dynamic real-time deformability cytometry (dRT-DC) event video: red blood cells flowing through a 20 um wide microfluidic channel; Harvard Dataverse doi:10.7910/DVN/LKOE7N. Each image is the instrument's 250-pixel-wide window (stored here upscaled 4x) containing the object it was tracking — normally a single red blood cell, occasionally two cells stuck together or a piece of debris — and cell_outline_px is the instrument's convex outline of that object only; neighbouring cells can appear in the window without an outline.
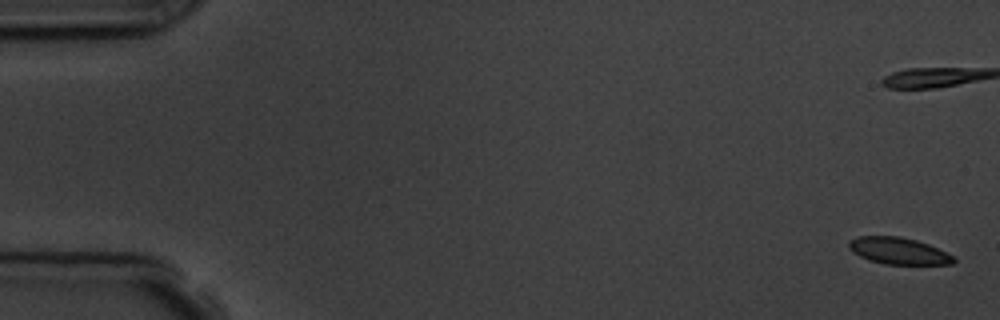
{"species": "common noctule bat (a hibernating species)", "species_latin": "Nyctalus noctula", "temperature_condition": "room temperature", "stored_images_in_passage": 4, "camera_frame_rate_fps": 3000, "um_per_image_px": 0.085, "animal": {"sex": "male", "body_mass_g": 19.5, "forearm_length_mm": 54.6}, "frame": {"image": 1, "passage_image": 1, "time_ms": 0.0, "image_size_px": [1000, 320], "cell_outline_px": [[956, 260], [952, 264], [884, 264], [868, 260], [852, 252], [848, 248], [848, 240], [860, 236], [900, 236], [916, 240], [928, 244], [952, 256]], "centroid_in_image_um": [76.31, 21.32], "position_along_channel_um": 8.7, "area_um2": 16.24}}